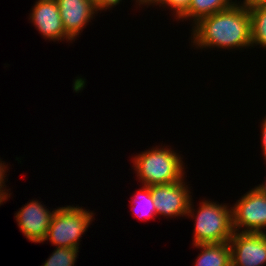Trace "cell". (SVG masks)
I'll use <instances>...</instances> for the list:
<instances>
[{"mask_svg":"<svg viewBox=\"0 0 266 266\" xmlns=\"http://www.w3.org/2000/svg\"><path fill=\"white\" fill-rule=\"evenodd\" d=\"M193 25L191 42L196 48L240 49L252 46L251 18L244 2L201 18Z\"/></svg>","mask_w":266,"mask_h":266,"instance_id":"1","label":"cell"},{"mask_svg":"<svg viewBox=\"0 0 266 266\" xmlns=\"http://www.w3.org/2000/svg\"><path fill=\"white\" fill-rule=\"evenodd\" d=\"M183 158L167 147L152 148L134 157L133 166L145 186L176 183L184 178Z\"/></svg>","mask_w":266,"mask_h":266,"instance_id":"2","label":"cell"},{"mask_svg":"<svg viewBox=\"0 0 266 266\" xmlns=\"http://www.w3.org/2000/svg\"><path fill=\"white\" fill-rule=\"evenodd\" d=\"M192 204L191 199L186 217L195 216L196 219L193 245L229 242L234 232L232 207L205 200L200 203L198 211L196 210L197 215H194Z\"/></svg>","mask_w":266,"mask_h":266,"instance_id":"3","label":"cell"},{"mask_svg":"<svg viewBox=\"0 0 266 266\" xmlns=\"http://www.w3.org/2000/svg\"><path fill=\"white\" fill-rule=\"evenodd\" d=\"M94 213L79 206L58 207L44 241L56 247L79 248L82 235L87 231Z\"/></svg>","mask_w":266,"mask_h":266,"instance_id":"4","label":"cell"},{"mask_svg":"<svg viewBox=\"0 0 266 266\" xmlns=\"http://www.w3.org/2000/svg\"><path fill=\"white\" fill-rule=\"evenodd\" d=\"M232 226L234 232L260 233L264 231L266 229V197L254 188L244 194L232 207ZM241 228L242 231L239 230Z\"/></svg>","mask_w":266,"mask_h":266,"instance_id":"5","label":"cell"},{"mask_svg":"<svg viewBox=\"0 0 266 266\" xmlns=\"http://www.w3.org/2000/svg\"><path fill=\"white\" fill-rule=\"evenodd\" d=\"M184 179L176 183L150 186L156 212L165 217L186 216L192 199Z\"/></svg>","mask_w":266,"mask_h":266,"instance_id":"6","label":"cell"},{"mask_svg":"<svg viewBox=\"0 0 266 266\" xmlns=\"http://www.w3.org/2000/svg\"><path fill=\"white\" fill-rule=\"evenodd\" d=\"M232 266H263L266 243L261 233L233 232L229 241Z\"/></svg>","mask_w":266,"mask_h":266,"instance_id":"7","label":"cell"},{"mask_svg":"<svg viewBox=\"0 0 266 266\" xmlns=\"http://www.w3.org/2000/svg\"><path fill=\"white\" fill-rule=\"evenodd\" d=\"M55 211L56 208L51 212L41 202L31 200L21 207L15 218L20 231L29 241L41 243L44 242Z\"/></svg>","mask_w":266,"mask_h":266,"instance_id":"8","label":"cell"},{"mask_svg":"<svg viewBox=\"0 0 266 266\" xmlns=\"http://www.w3.org/2000/svg\"><path fill=\"white\" fill-rule=\"evenodd\" d=\"M31 22L35 25L39 33L53 41L72 39L65 33L64 25L60 16L59 7L56 0H38L32 8L30 14Z\"/></svg>","mask_w":266,"mask_h":266,"instance_id":"9","label":"cell"},{"mask_svg":"<svg viewBox=\"0 0 266 266\" xmlns=\"http://www.w3.org/2000/svg\"><path fill=\"white\" fill-rule=\"evenodd\" d=\"M56 1L65 33L74 40L97 13L96 6L90 0Z\"/></svg>","mask_w":266,"mask_h":266,"instance_id":"10","label":"cell"},{"mask_svg":"<svg viewBox=\"0 0 266 266\" xmlns=\"http://www.w3.org/2000/svg\"><path fill=\"white\" fill-rule=\"evenodd\" d=\"M194 247L202 249L195 266H232L229 242L196 244Z\"/></svg>","mask_w":266,"mask_h":266,"instance_id":"11","label":"cell"},{"mask_svg":"<svg viewBox=\"0 0 266 266\" xmlns=\"http://www.w3.org/2000/svg\"><path fill=\"white\" fill-rule=\"evenodd\" d=\"M232 0H190L187 9L176 19H191L196 24L201 18L225 10L234 4Z\"/></svg>","mask_w":266,"mask_h":266,"instance_id":"12","label":"cell"},{"mask_svg":"<svg viewBox=\"0 0 266 266\" xmlns=\"http://www.w3.org/2000/svg\"><path fill=\"white\" fill-rule=\"evenodd\" d=\"M251 18V47L266 48V3L247 4Z\"/></svg>","mask_w":266,"mask_h":266,"instance_id":"13","label":"cell"},{"mask_svg":"<svg viewBox=\"0 0 266 266\" xmlns=\"http://www.w3.org/2000/svg\"><path fill=\"white\" fill-rule=\"evenodd\" d=\"M133 212L142 220H149L157 215L156 206L150 193V187L143 185L141 189L135 194L133 199ZM137 208V209H136Z\"/></svg>","mask_w":266,"mask_h":266,"instance_id":"14","label":"cell"},{"mask_svg":"<svg viewBox=\"0 0 266 266\" xmlns=\"http://www.w3.org/2000/svg\"><path fill=\"white\" fill-rule=\"evenodd\" d=\"M79 248L56 247L43 266H74Z\"/></svg>","mask_w":266,"mask_h":266,"instance_id":"15","label":"cell"},{"mask_svg":"<svg viewBox=\"0 0 266 266\" xmlns=\"http://www.w3.org/2000/svg\"><path fill=\"white\" fill-rule=\"evenodd\" d=\"M190 0H154L151 4L170 7L178 18L188 7Z\"/></svg>","mask_w":266,"mask_h":266,"instance_id":"16","label":"cell"},{"mask_svg":"<svg viewBox=\"0 0 266 266\" xmlns=\"http://www.w3.org/2000/svg\"><path fill=\"white\" fill-rule=\"evenodd\" d=\"M0 160V198L5 201L6 199H8V197H10V194L8 196V191L6 188L4 189V187H6L5 183V173H6V168L7 165ZM6 165V166H5ZM4 189V190H3ZM7 190V191H6Z\"/></svg>","mask_w":266,"mask_h":266,"instance_id":"17","label":"cell"},{"mask_svg":"<svg viewBox=\"0 0 266 266\" xmlns=\"http://www.w3.org/2000/svg\"><path fill=\"white\" fill-rule=\"evenodd\" d=\"M122 0H102V2L96 7V12L107 10L113 6L118 5Z\"/></svg>","mask_w":266,"mask_h":266,"instance_id":"18","label":"cell"},{"mask_svg":"<svg viewBox=\"0 0 266 266\" xmlns=\"http://www.w3.org/2000/svg\"><path fill=\"white\" fill-rule=\"evenodd\" d=\"M261 142H262V148H263V154H264V159L266 160V116L263 119V122L261 123Z\"/></svg>","mask_w":266,"mask_h":266,"instance_id":"19","label":"cell"},{"mask_svg":"<svg viewBox=\"0 0 266 266\" xmlns=\"http://www.w3.org/2000/svg\"><path fill=\"white\" fill-rule=\"evenodd\" d=\"M261 195L266 197V181L259 186L254 187Z\"/></svg>","mask_w":266,"mask_h":266,"instance_id":"20","label":"cell"},{"mask_svg":"<svg viewBox=\"0 0 266 266\" xmlns=\"http://www.w3.org/2000/svg\"><path fill=\"white\" fill-rule=\"evenodd\" d=\"M245 4H259L266 3V0H243Z\"/></svg>","mask_w":266,"mask_h":266,"instance_id":"21","label":"cell"},{"mask_svg":"<svg viewBox=\"0 0 266 266\" xmlns=\"http://www.w3.org/2000/svg\"><path fill=\"white\" fill-rule=\"evenodd\" d=\"M154 0H136L137 4L140 6V5H151V3L153 2Z\"/></svg>","mask_w":266,"mask_h":266,"instance_id":"22","label":"cell"},{"mask_svg":"<svg viewBox=\"0 0 266 266\" xmlns=\"http://www.w3.org/2000/svg\"><path fill=\"white\" fill-rule=\"evenodd\" d=\"M96 7L102 2V0H90Z\"/></svg>","mask_w":266,"mask_h":266,"instance_id":"23","label":"cell"},{"mask_svg":"<svg viewBox=\"0 0 266 266\" xmlns=\"http://www.w3.org/2000/svg\"><path fill=\"white\" fill-rule=\"evenodd\" d=\"M260 233L262 234V237L264 238L265 243H266V231L264 230V231H262Z\"/></svg>","mask_w":266,"mask_h":266,"instance_id":"24","label":"cell"},{"mask_svg":"<svg viewBox=\"0 0 266 266\" xmlns=\"http://www.w3.org/2000/svg\"><path fill=\"white\" fill-rule=\"evenodd\" d=\"M3 204V200L0 198V205Z\"/></svg>","mask_w":266,"mask_h":266,"instance_id":"25","label":"cell"}]
</instances>
